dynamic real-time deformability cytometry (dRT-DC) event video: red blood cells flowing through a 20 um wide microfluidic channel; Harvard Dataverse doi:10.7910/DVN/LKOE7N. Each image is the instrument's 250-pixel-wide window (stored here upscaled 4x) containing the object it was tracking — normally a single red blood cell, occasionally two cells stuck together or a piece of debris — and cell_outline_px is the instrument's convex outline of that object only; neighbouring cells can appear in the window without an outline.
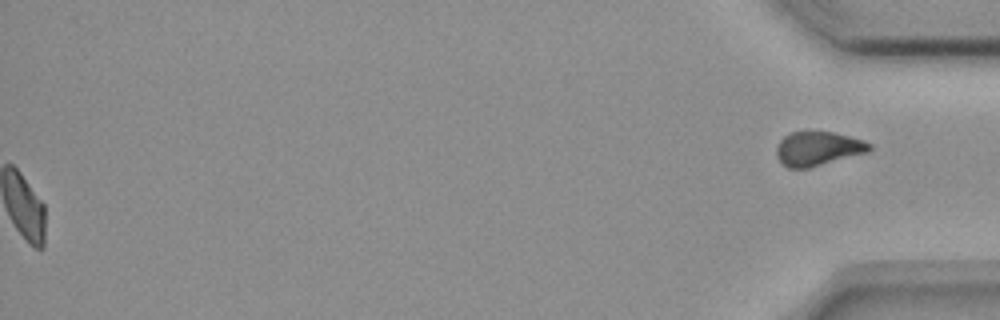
{"species": "common noctule bat (a hibernating species)", "species_latin": "Nyctalus noctula", "temperature_condition": "room temperature", "stored_images_in_passage": 44, "segment_of_instrument_passage": [2, 2], "camera_frame_rate_fps": 3000, "um_per_image_px": 0.085, "animal": {"sex": "female", "body_mass_g": 18.4}, "frame": {"image": 1, "passage_image": 44, "time_ms": 14.333, "image_size_px": [1000, 320], "cell_outline_px": [[872, 148], [868, 152], [808, 168], [788, 168], [776, 156], [776, 148], [780, 140], [784, 136], [792, 132], [832, 132], [864, 140], [872, 144]], "centroid_in_image_um": [69.53, 12.63], "position_along_channel_um": 365.7, "area_um2": 18.32}}